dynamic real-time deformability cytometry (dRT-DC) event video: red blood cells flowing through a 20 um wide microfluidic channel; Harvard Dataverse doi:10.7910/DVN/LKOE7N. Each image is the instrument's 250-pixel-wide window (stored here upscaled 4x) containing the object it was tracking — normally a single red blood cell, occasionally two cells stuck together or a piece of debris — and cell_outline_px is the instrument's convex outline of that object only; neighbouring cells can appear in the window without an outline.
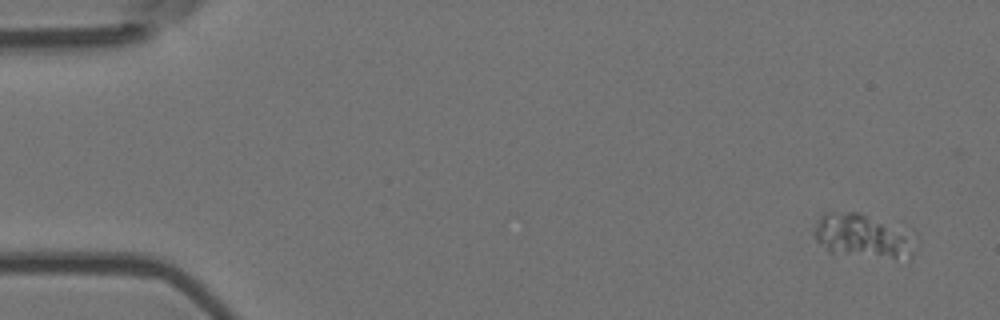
{"species": "Egyptian fruit bat (a non-hibernating species)", "species_latin": "Rousettus aegyptiacus", "temperature_condition": "room temperature", "stored_images_in_passage": 8, "camera_frame_rate_fps": 3000, "um_per_image_px": 0.085, "animal": {"sex": "female"}, "frame": {"image": 1, "passage_image": 1, "time_ms": 0.0, "image_size_px": [1000, 320], "cell_outline_px": [[904, 252], [896, 256], [832, 256], [816, 240], [812, 232], [820, 216], [824, 212], [860, 212], [904, 232]], "centroid_in_image_um": [72.88, 20.02], "position_along_channel_um": 12.1, "area_um2": 23.7}}
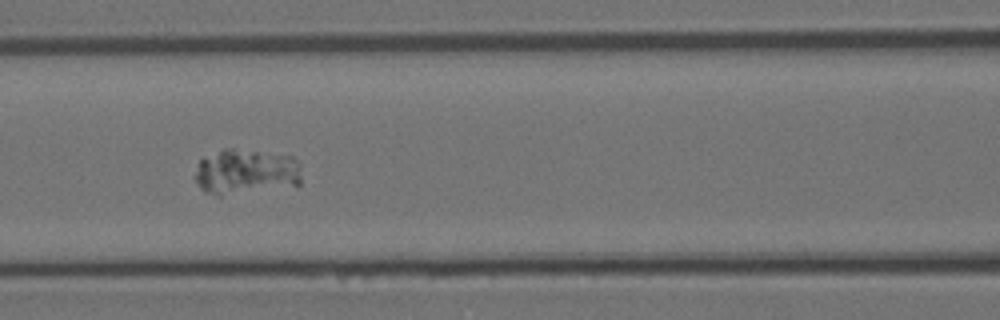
{"frame": {"image": 2, "passage_image": 7, "time_ms": 2.0, "image_size_px": [1000, 320], "cell_outline_px": [[300, 184], [220, 196], [216, 196], [204, 192], [200, 188], [192, 176], [200, 160], [224, 148], [232, 148], [292, 156], [300, 164]], "centroid_in_image_um": [20.84, 14.61], "position_along_channel_um": 145.8, "area_um2": 28.21}}
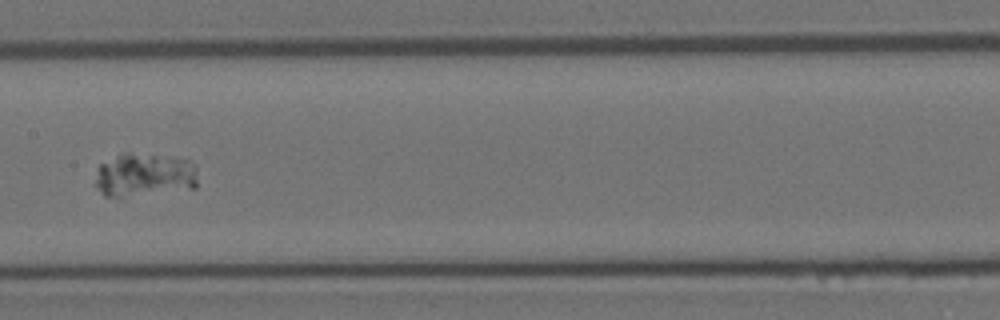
{"frame": {"image": 3, "passage_image": 8, "time_ms": 2.333, "image_size_px": [1000, 320], "cell_outline_px": [[196, 188], [120, 196], [104, 196], [96, 184], [96, 180], [100, 164], [120, 152], [128, 152], [188, 160], [196, 168]], "centroid_in_image_um": [12.26, 14.85], "position_along_channel_um": 195.1, "area_um2": 25.37}}